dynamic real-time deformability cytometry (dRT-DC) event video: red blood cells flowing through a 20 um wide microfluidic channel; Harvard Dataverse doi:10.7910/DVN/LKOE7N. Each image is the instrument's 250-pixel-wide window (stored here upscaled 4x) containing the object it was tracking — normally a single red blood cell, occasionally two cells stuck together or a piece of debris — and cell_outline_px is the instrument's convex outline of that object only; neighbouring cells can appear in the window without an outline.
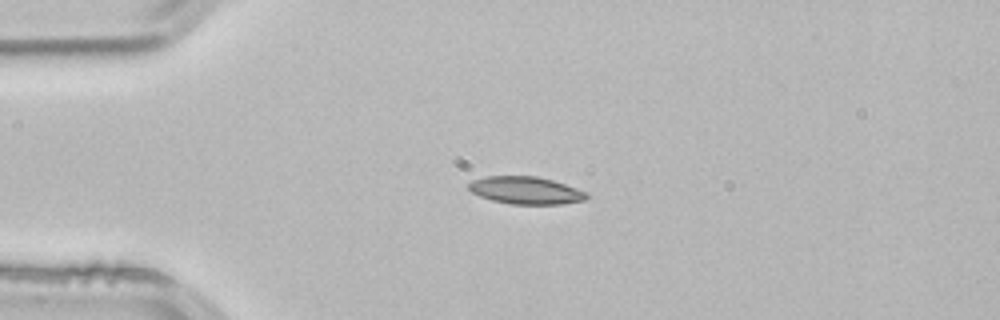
{"species": "common noctule bat (a hibernating species)", "species_latin": "Nyctalus noctula", "temperature_condition": "room temperature", "stored_images_in_passage": 2, "camera_frame_rate_fps": 3000, "um_per_image_px": 0.085, "animal": {"sex": "male", "body_mass_g": 21.5, "forearm_length_mm": 52.0}, "frame": {"image": 1, "passage_image": 1, "time_ms": 0.0, "image_size_px": [1000, 320], "cell_outline_px": [[588, 196], [584, 200], [560, 204], [512, 204], [492, 200], [480, 196], [472, 192], [468, 188], [468, 184], [472, 180], [488, 176], [536, 176], [552, 180], [588, 192]], "centroid_in_image_um": [44.68, 16.18], "position_along_channel_um": 40.3, "area_um2": 18.73}}
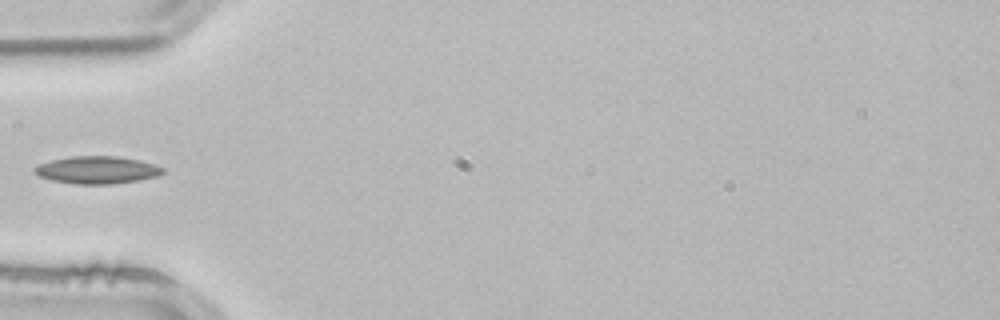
{"frame": {"image": 2, "passage_image": 2, "time_ms": 0.333, "image_size_px": [1000, 320], "cell_outline_px": [[164, 172], [156, 176], [136, 180], [112, 184], [76, 184], [52, 180], [40, 176], [32, 168], [40, 164], [52, 160], [72, 156], [116, 156], [156, 164], [164, 168]], "centroid_in_image_um": [8.25, 14.44], "position_along_channel_um": 76.7, "area_um2": 20.23}}